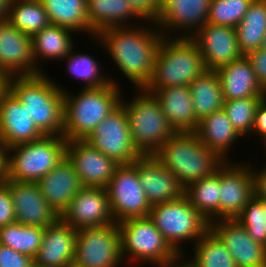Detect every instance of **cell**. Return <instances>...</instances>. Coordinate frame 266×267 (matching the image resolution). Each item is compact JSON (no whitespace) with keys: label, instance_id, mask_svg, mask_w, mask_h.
I'll return each instance as SVG.
<instances>
[{"label":"cell","instance_id":"b9f144b4","mask_svg":"<svg viewBox=\"0 0 266 267\" xmlns=\"http://www.w3.org/2000/svg\"><path fill=\"white\" fill-rule=\"evenodd\" d=\"M16 222L10 187L0 181V228Z\"/></svg>","mask_w":266,"mask_h":267},{"label":"cell","instance_id":"d4e9b609","mask_svg":"<svg viewBox=\"0 0 266 267\" xmlns=\"http://www.w3.org/2000/svg\"><path fill=\"white\" fill-rule=\"evenodd\" d=\"M176 133L195 132L199 126L188 85L171 86L152 92Z\"/></svg>","mask_w":266,"mask_h":267},{"label":"cell","instance_id":"e575fe53","mask_svg":"<svg viewBox=\"0 0 266 267\" xmlns=\"http://www.w3.org/2000/svg\"><path fill=\"white\" fill-rule=\"evenodd\" d=\"M44 227L14 222L0 228V244L35 257L43 241Z\"/></svg>","mask_w":266,"mask_h":267},{"label":"cell","instance_id":"277c9868","mask_svg":"<svg viewBox=\"0 0 266 267\" xmlns=\"http://www.w3.org/2000/svg\"><path fill=\"white\" fill-rule=\"evenodd\" d=\"M119 84L109 83L98 88H83L75 96L64 91L63 137L86 140L96 127L121 101Z\"/></svg>","mask_w":266,"mask_h":267},{"label":"cell","instance_id":"7dc6e473","mask_svg":"<svg viewBox=\"0 0 266 267\" xmlns=\"http://www.w3.org/2000/svg\"><path fill=\"white\" fill-rule=\"evenodd\" d=\"M9 147L0 139V181L7 179Z\"/></svg>","mask_w":266,"mask_h":267},{"label":"cell","instance_id":"f35d334b","mask_svg":"<svg viewBox=\"0 0 266 267\" xmlns=\"http://www.w3.org/2000/svg\"><path fill=\"white\" fill-rule=\"evenodd\" d=\"M253 0H211L207 23L236 27Z\"/></svg>","mask_w":266,"mask_h":267},{"label":"cell","instance_id":"2e32d148","mask_svg":"<svg viewBox=\"0 0 266 267\" xmlns=\"http://www.w3.org/2000/svg\"><path fill=\"white\" fill-rule=\"evenodd\" d=\"M191 38L198 45L207 70L216 71L243 56L235 27L206 23Z\"/></svg>","mask_w":266,"mask_h":267},{"label":"cell","instance_id":"6da1fadb","mask_svg":"<svg viewBox=\"0 0 266 267\" xmlns=\"http://www.w3.org/2000/svg\"><path fill=\"white\" fill-rule=\"evenodd\" d=\"M152 26L110 27L98 32L95 40L110 54L121 74L137 89L147 86L153 76L155 57L164 37L155 22ZM152 27V28H151ZM152 29V30H151ZM158 29V30H157ZM153 31V32H152Z\"/></svg>","mask_w":266,"mask_h":267},{"label":"cell","instance_id":"8992f818","mask_svg":"<svg viewBox=\"0 0 266 267\" xmlns=\"http://www.w3.org/2000/svg\"><path fill=\"white\" fill-rule=\"evenodd\" d=\"M127 102L123 97L129 121L132 144L141 155H153L176 132L160 108L158 100L144 88Z\"/></svg>","mask_w":266,"mask_h":267},{"label":"cell","instance_id":"8d00e7d4","mask_svg":"<svg viewBox=\"0 0 266 267\" xmlns=\"http://www.w3.org/2000/svg\"><path fill=\"white\" fill-rule=\"evenodd\" d=\"M78 53H76V51L74 52L72 49L63 60H67V70L71 76L73 75L75 76L74 78L85 82L86 85L84 84V88H98L111 82L114 84L117 83L115 80H112L110 76L108 78L107 76H103V73L101 74L100 69L102 68L99 62L95 61L96 59H94V57L92 58L89 54L83 55L80 52Z\"/></svg>","mask_w":266,"mask_h":267},{"label":"cell","instance_id":"8fae6325","mask_svg":"<svg viewBox=\"0 0 266 267\" xmlns=\"http://www.w3.org/2000/svg\"><path fill=\"white\" fill-rule=\"evenodd\" d=\"M106 189L115 223L149 215L152 206L140 184L137 160L132 164L119 165Z\"/></svg>","mask_w":266,"mask_h":267},{"label":"cell","instance_id":"1f68e13d","mask_svg":"<svg viewBox=\"0 0 266 267\" xmlns=\"http://www.w3.org/2000/svg\"><path fill=\"white\" fill-rule=\"evenodd\" d=\"M220 189V168L185 188V195L191 205L209 223L219 220Z\"/></svg>","mask_w":266,"mask_h":267},{"label":"cell","instance_id":"7c38bea8","mask_svg":"<svg viewBox=\"0 0 266 267\" xmlns=\"http://www.w3.org/2000/svg\"><path fill=\"white\" fill-rule=\"evenodd\" d=\"M86 141L119 165L132 164L141 156L132 144L127 113L121 103Z\"/></svg>","mask_w":266,"mask_h":267},{"label":"cell","instance_id":"cb8c5ba5","mask_svg":"<svg viewBox=\"0 0 266 267\" xmlns=\"http://www.w3.org/2000/svg\"><path fill=\"white\" fill-rule=\"evenodd\" d=\"M43 136L26 108L9 92L0 102V139L10 148Z\"/></svg>","mask_w":266,"mask_h":267},{"label":"cell","instance_id":"484cf974","mask_svg":"<svg viewBox=\"0 0 266 267\" xmlns=\"http://www.w3.org/2000/svg\"><path fill=\"white\" fill-rule=\"evenodd\" d=\"M221 82L224 100L266 97L250 61L245 55L216 70Z\"/></svg>","mask_w":266,"mask_h":267},{"label":"cell","instance_id":"44dd1931","mask_svg":"<svg viewBox=\"0 0 266 267\" xmlns=\"http://www.w3.org/2000/svg\"><path fill=\"white\" fill-rule=\"evenodd\" d=\"M137 172L151 206L175 200L185 194V188L178 178L163 167L154 155H141L137 159Z\"/></svg>","mask_w":266,"mask_h":267},{"label":"cell","instance_id":"ba28073f","mask_svg":"<svg viewBox=\"0 0 266 267\" xmlns=\"http://www.w3.org/2000/svg\"><path fill=\"white\" fill-rule=\"evenodd\" d=\"M148 216L177 253H182L180 242L184 244L192 240L196 243L209 230V222L191 205L185 194L152 205Z\"/></svg>","mask_w":266,"mask_h":267},{"label":"cell","instance_id":"c3c4849f","mask_svg":"<svg viewBox=\"0 0 266 267\" xmlns=\"http://www.w3.org/2000/svg\"><path fill=\"white\" fill-rule=\"evenodd\" d=\"M184 253H178L174 258H172L170 261H168L167 263L157 266V267H198V265L192 260V258L190 260H188L186 263L181 259L183 258ZM181 258V259H180ZM180 261V262H179ZM184 262V263H182ZM181 263V264H180Z\"/></svg>","mask_w":266,"mask_h":267},{"label":"cell","instance_id":"816d5d0a","mask_svg":"<svg viewBox=\"0 0 266 267\" xmlns=\"http://www.w3.org/2000/svg\"><path fill=\"white\" fill-rule=\"evenodd\" d=\"M262 49L266 50V35H265V38L263 40V44H262Z\"/></svg>","mask_w":266,"mask_h":267},{"label":"cell","instance_id":"60d3db41","mask_svg":"<svg viewBox=\"0 0 266 267\" xmlns=\"http://www.w3.org/2000/svg\"><path fill=\"white\" fill-rule=\"evenodd\" d=\"M0 267H35L34 258L0 244Z\"/></svg>","mask_w":266,"mask_h":267},{"label":"cell","instance_id":"d6a6232c","mask_svg":"<svg viewBox=\"0 0 266 267\" xmlns=\"http://www.w3.org/2000/svg\"><path fill=\"white\" fill-rule=\"evenodd\" d=\"M46 10L50 23L69 28L73 31L88 32L87 0H39Z\"/></svg>","mask_w":266,"mask_h":267},{"label":"cell","instance_id":"9a60e30c","mask_svg":"<svg viewBox=\"0 0 266 267\" xmlns=\"http://www.w3.org/2000/svg\"><path fill=\"white\" fill-rule=\"evenodd\" d=\"M66 157L73 164L84 187L106 188L119 166L86 140L67 141Z\"/></svg>","mask_w":266,"mask_h":267},{"label":"cell","instance_id":"bcb514c9","mask_svg":"<svg viewBox=\"0 0 266 267\" xmlns=\"http://www.w3.org/2000/svg\"><path fill=\"white\" fill-rule=\"evenodd\" d=\"M257 173H256V172ZM253 169L254 196L261 200H266V167L263 170Z\"/></svg>","mask_w":266,"mask_h":267},{"label":"cell","instance_id":"9c48e42d","mask_svg":"<svg viewBox=\"0 0 266 267\" xmlns=\"http://www.w3.org/2000/svg\"><path fill=\"white\" fill-rule=\"evenodd\" d=\"M118 229L123 259L125 256L130 257V261L160 266L178 254L149 216L123 220L118 223Z\"/></svg>","mask_w":266,"mask_h":267},{"label":"cell","instance_id":"30bf717a","mask_svg":"<svg viewBox=\"0 0 266 267\" xmlns=\"http://www.w3.org/2000/svg\"><path fill=\"white\" fill-rule=\"evenodd\" d=\"M122 260L118 223L77 230L73 265L118 267Z\"/></svg>","mask_w":266,"mask_h":267},{"label":"cell","instance_id":"ee69618b","mask_svg":"<svg viewBox=\"0 0 266 267\" xmlns=\"http://www.w3.org/2000/svg\"><path fill=\"white\" fill-rule=\"evenodd\" d=\"M245 56L250 61L259 84L266 91V50L261 48L248 52Z\"/></svg>","mask_w":266,"mask_h":267},{"label":"cell","instance_id":"4dcf8cb0","mask_svg":"<svg viewBox=\"0 0 266 267\" xmlns=\"http://www.w3.org/2000/svg\"><path fill=\"white\" fill-rule=\"evenodd\" d=\"M235 28L243 55L261 49L266 35V0H253L243 20Z\"/></svg>","mask_w":266,"mask_h":267},{"label":"cell","instance_id":"ab89813d","mask_svg":"<svg viewBox=\"0 0 266 267\" xmlns=\"http://www.w3.org/2000/svg\"><path fill=\"white\" fill-rule=\"evenodd\" d=\"M256 242L266 246V208L263 200L253 196L235 218Z\"/></svg>","mask_w":266,"mask_h":267},{"label":"cell","instance_id":"7402d4cb","mask_svg":"<svg viewBox=\"0 0 266 267\" xmlns=\"http://www.w3.org/2000/svg\"><path fill=\"white\" fill-rule=\"evenodd\" d=\"M77 230L59 219L44 230L35 267H67L74 263Z\"/></svg>","mask_w":266,"mask_h":267},{"label":"cell","instance_id":"4316f807","mask_svg":"<svg viewBox=\"0 0 266 267\" xmlns=\"http://www.w3.org/2000/svg\"><path fill=\"white\" fill-rule=\"evenodd\" d=\"M195 133L208 148L216 151L225 161L230 147L242 136L229 121L226 112L221 109L199 121Z\"/></svg>","mask_w":266,"mask_h":267},{"label":"cell","instance_id":"836d02e7","mask_svg":"<svg viewBox=\"0 0 266 267\" xmlns=\"http://www.w3.org/2000/svg\"><path fill=\"white\" fill-rule=\"evenodd\" d=\"M7 20L31 37L51 24L39 0H11Z\"/></svg>","mask_w":266,"mask_h":267},{"label":"cell","instance_id":"ac0fdd59","mask_svg":"<svg viewBox=\"0 0 266 267\" xmlns=\"http://www.w3.org/2000/svg\"><path fill=\"white\" fill-rule=\"evenodd\" d=\"M0 70L11 77L43 73L33 59L31 36L18 30L8 20L0 22Z\"/></svg>","mask_w":266,"mask_h":267},{"label":"cell","instance_id":"83f0119b","mask_svg":"<svg viewBox=\"0 0 266 267\" xmlns=\"http://www.w3.org/2000/svg\"><path fill=\"white\" fill-rule=\"evenodd\" d=\"M134 17L142 18L127 0H87V19L94 37L110 27H127V20Z\"/></svg>","mask_w":266,"mask_h":267},{"label":"cell","instance_id":"52a82bcc","mask_svg":"<svg viewBox=\"0 0 266 267\" xmlns=\"http://www.w3.org/2000/svg\"><path fill=\"white\" fill-rule=\"evenodd\" d=\"M66 145L63 136L44 135L36 141L10 147L6 180L38 182L65 158Z\"/></svg>","mask_w":266,"mask_h":267},{"label":"cell","instance_id":"d6986e66","mask_svg":"<svg viewBox=\"0 0 266 267\" xmlns=\"http://www.w3.org/2000/svg\"><path fill=\"white\" fill-rule=\"evenodd\" d=\"M4 182L10 187L16 222L46 228L60 219L42 196L37 182Z\"/></svg>","mask_w":266,"mask_h":267},{"label":"cell","instance_id":"603a6c76","mask_svg":"<svg viewBox=\"0 0 266 267\" xmlns=\"http://www.w3.org/2000/svg\"><path fill=\"white\" fill-rule=\"evenodd\" d=\"M37 183L42 196L59 216L69 207L75 195L84 188L73 164L66 156Z\"/></svg>","mask_w":266,"mask_h":267},{"label":"cell","instance_id":"f907efd6","mask_svg":"<svg viewBox=\"0 0 266 267\" xmlns=\"http://www.w3.org/2000/svg\"><path fill=\"white\" fill-rule=\"evenodd\" d=\"M11 0H0V22L7 20Z\"/></svg>","mask_w":266,"mask_h":267},{"label":"cell","instance_id":"681fc988","mask_svg":"<svg viewBox=\"0 0 266 267\" xmlns=\"http://www.w3.org/2000/svg\"><path fill=\"white\" fill-rule=\"evenodd\" d=\"M10 79L8 73L0 70V102L10 92Z\"/></svg>","mask_w":266,"mask_h":267},{"label":"cell","instance_id":"f6af8a7d","mask_svg":"<svg viewBox=\"0 0 266 267\" xmlns=\"http://www.w3.org/2000/svg\"><path fill=\"white\" fill-rule=\"evenodd\" d=\"M254 133L260 136L261 139L266 137V97L257 106L252 130V134Z\"/></svg>","mask_w":266,"mask_h":267},{"label":"cell","instance_id":"f1b7e54d","mask_svg":"<svg viewBox=\"0 0 266 267\" xmlns=\"http://www.w3.org/2000/svg\"><path fill=\"white\" fill-rule=\"evenodd\" d=\"M73 32L75 31L69 28L50 24L34 34L31 38L33 59L36 67L40 70L42 69L40 62H38L41 59L63 60L74 49V42L71 38V33Z\"/></svg>","mask_w":266,"mask_h":267},{"label":"cell","instance_id":"d590c367","mask_svg":"<svg viewBox=\"0 0 266 267\" xmlns=\"http://www.w3.org/2000/svg\"><path fill=\"white\" fill-rule=\"evenodd\" d=\"M194 258L198 267H237L226 246L209 229L194 245Z\"/></svg>","mask_w":266,"mask_h":267},{"label":"cell","instance_id":"f5cc1de1","mask_svg":"<svg viewBox=\"0 0 266 267\" xmlns=\"http://www.w3.org/2000/svg\"><path fill=\"white\" fill-rule=\"evenodd\" d=\"M264 142V146H265V149H266V137L264 139H262V144Z\"/></svg>","mask_w":266,"mask_h":267},{"label":"cell","instance_id":"5bb4252c","mask_svg":"<svg viewBox=\"0 0 266 267\" xmlns=\"http://www.w3.org/2000/svg\"><path fill=\"white\" fill-rule=\"evenodd\" d=\"M60 219L76 230L115 223L110 211L107 189L82 188L71 200Z\"/></svg>","mask_w":266,"mask_h":267},{"label":"cell","instance_id":"ffe728a7","mask_svg":"<svg viewBox=\"0 0 266 267\" xmlns=\"http://www.w3.org/2000/svg\"><path fill=\"white\" fill-rule=\"evenodd\" d=\"M210 3L211 0H162L160 16L155 23L163 36L167 37V30L172 32L176 28V32L184 29L186 35L174 37H192L207 23Z\"/></svg>","mask_w":266,"mask_h":267},{"label":"cell","instance_id":"74e56055","mask_svg":"<svg viewBox=\"0 0 266 267\" xmlns=\"http://www.w3.org/2000/svg\"><path fill=\"white\" fill-rule=\"evenodd\" d=\"M263 98L250 97L224 101L223 110L241 136L252 134L256 109Z\"/></svg>","mask_w":266,"mask_h":267},{"label":"cell","instance_id":"7bdbcfd3","mask_svg":"<svg viewBox=\"0 0 266 267\" xmlns=\"http://www.w3.org/2000/svg\"><path fill=\"white\" fill-rule=\"evenodd\" d=\"M134 10L142 17L149 20L150 24L156 22L160 16L162 0H127ZM144 18V19H143Z\"/></svg>","mask_w":266,"mask_h":267},{"label":"cell","instance_id":"4fadbf2b","mask_svg":"<svg viewBox=\"0 0 266 267\" xmlns=\"http://www.w3.org/2000/svg\"><path fill=\"white\" fill-rule=\"evenodd\" d=\"M228 162L220 167L219 220L235 219L254 196L252 167Z\"/></svg>","mask_w":266,"mask_h":267},{"label":"cell","instance_id":"e0dca14e","mask_svg":"<svg viewBox=\"0 0 266 267\" xmlns=\"http://www.w3.org/2000/svg\"><path fill=\"white\" fill-rule=\"evenodd\" d=\"M209 229L226 246L237 267H266V246L254 241L236 219L213 221Z\"/></svg>","mask_w":266,"mask_h":267},{"label":"cell","instance_id":"f546056e","mask_svg":"<svg viewBox=\"0 0 266 267\" xmlns=\"http://www.w3.org/2000/svg\"><path fill=\"white\" fill-rule=\"evenodd\" d=\"M189 87L194 112L198 121L215 111L223 109L224 97L221 82L216 71L207 70L193 80Z\"/></svg>","mask_w":266,"mask_h":267},{"label":"cell","instance_id":"5b68a950","mask_svg":"<svg viewBox=\"0 0 266 267\" xmlns=\"http://www.w3.org/2000/svg\"><path fill=\"white\" fill-rule=\"evenodd\" d=\"M163 37L155 57L153 76L144 88L152 93L185 86L207 71L198 45L191 37Z\"/></svg>","mask_w":266,"mask_h":267},{"label":"cell","instance_id":"db71d44e","mask_svg":"<svg viewBox=\"0 0 266 267\" xmlns=\"http://www.w3.org/2000/svg\"><path fill=\"white\" fill-rule=\"evenodd\" d=\"M263 204H264V206L266 208V200H263ZM264 223L266 224V222H264Z\"/></svg>","mask_w":266,"mask_h":267},{"label":"cell","instance_id":"3957f363","mask_svg":"<svg viewBox=\"0 0 266 267\" xmlns=\"http://www.w3.org/2000/svg\"><path fill=\"white\" fill-rule=\"evenodd\" d=\"M153 155L184 188L212 175L226 162L206 147L195 132L175 133Z\"/></svg>","mask_w":266,"mask_h":267},{"label":"cell","instance_id":"7a4b0ae2","mask_svg":"<svg viewBox=\"0 0 266 267\" xmlns=\"http://www.w3.org/2000/svg\"><path fill=\"white\" fill-rule=\"evenodd\" d=\"M65 90L44 71L38 75L12 76L10 79V92L26 108L43 135L63 136Z\"/></svg>","mask_w":266,"mask_h":267}]
</instances>
